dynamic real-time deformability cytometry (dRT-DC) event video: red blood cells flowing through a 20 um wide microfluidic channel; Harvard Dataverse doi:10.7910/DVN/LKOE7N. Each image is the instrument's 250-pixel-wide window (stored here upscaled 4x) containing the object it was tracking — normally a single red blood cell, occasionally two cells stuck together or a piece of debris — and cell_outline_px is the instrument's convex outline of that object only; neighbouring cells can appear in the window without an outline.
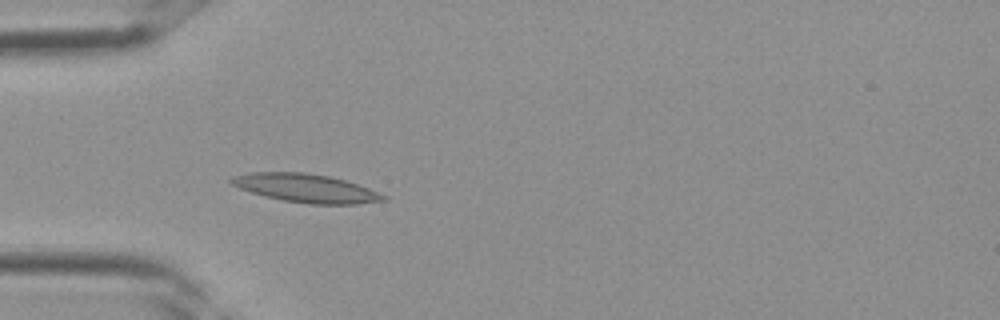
{"species": "Egyptian fruit bat (a non-hibernating species)", "species_latin": "Rousettus aegyptiacus", "temperature_condition": "room temperature", "stored_images_in_passage": 4, "camera_frame_rate_fps": 3000, "um_per_image_px": 0.085, "frame": {"image": 1, "passage_image": 4, "time_ms": 1.0, "image_size_px": [1000, 320], "cell_outline_px": [[388, 200], [356, 204], [312, 204], [280, 200], [264, 196], [240, 188], [232, 184], [228, 180], [232, 176], [252, 172], [304, 172], [328, 176], [344, 180], [368, 188], [388, 196]], "centroid_in_image_um": [26.0, 16.0], "position_along_channel_um": 59.0, "area_um2": 25.14}}